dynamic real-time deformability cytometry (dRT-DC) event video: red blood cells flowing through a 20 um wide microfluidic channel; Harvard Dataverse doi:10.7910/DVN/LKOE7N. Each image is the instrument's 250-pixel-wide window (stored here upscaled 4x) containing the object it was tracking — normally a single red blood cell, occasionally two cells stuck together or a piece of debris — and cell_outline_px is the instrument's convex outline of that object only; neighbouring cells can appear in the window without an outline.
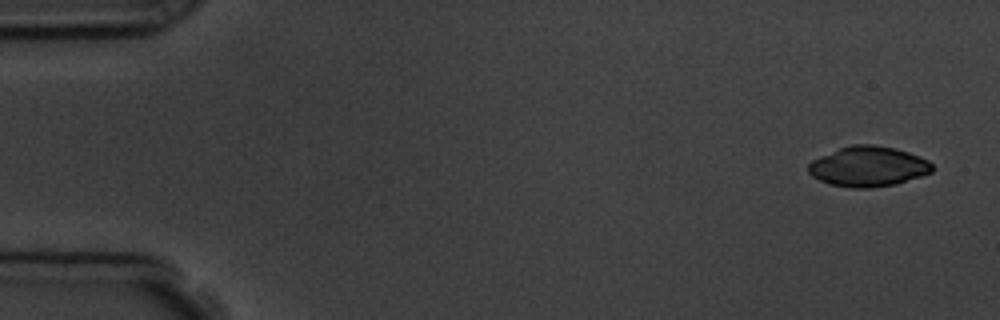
{"species": "common noctule bat (a hibernating species)", "species_latin": "Nyctalus noctula", "temperature_condition": "room temperature", "stored_images_in_passage": 5, "segment_of_instrument_passage": [1, 2], "camera_frame_rate_fps": 3000, "um_per_image_px": 0.085, "animal": {"sex": "male", "body_mass_g": 19.5, "forearm_length_mm": 54.6}, "frame": {"image": 1, "passage_image": 1, "time_ms": 0.0, "image_size_px": [1000, 320], "cell_outline_px": [[932, 172], [896, 184], [868, 188], [852, 188], [832, 184], [820, 180], [812, 176], [808, 172], [808, 164], [812, 160], [820, 156], [840, 148], [852, 144], [872, 144], [896, 148], [920, 156], [928, 160], [932, 164]], "centroid_in_image_um": [73.8, 14.14], "position_along_channel_um": 11.2, "area_um2": 28.9}}